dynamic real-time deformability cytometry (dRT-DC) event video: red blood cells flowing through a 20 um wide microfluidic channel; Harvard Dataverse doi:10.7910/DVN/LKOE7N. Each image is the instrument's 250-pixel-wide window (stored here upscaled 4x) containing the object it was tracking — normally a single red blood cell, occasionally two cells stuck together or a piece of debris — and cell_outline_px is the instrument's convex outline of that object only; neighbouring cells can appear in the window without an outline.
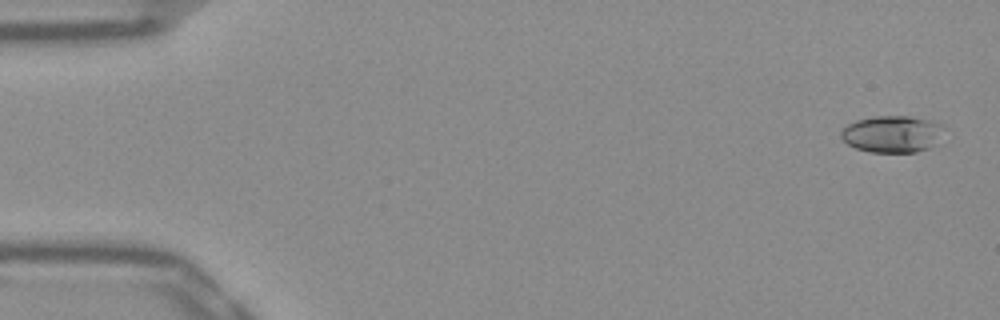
{"species": "Egyptian fruit bat (a non-hibernating species)", "species_latin": "Rousettus aegyptiacus", "temperature_condition": "warm", "stored_images_in_passage": 53, "camera_frame_rate_fps": 3000, "um_per_image_px": 0.085, "frame": {"image": 1, "passage_image": 2, "time_ms": 0.333, "image_size_px": [1000, 320], "cell_outline_px": [[944, 124], [936, 144], [928, 148], [916, 152], [872, 152], [856, 148], [848, 144], [840, 136], [840, 132], [848, 124], [856, 120], [872, 116], [908, 116], [940, 120]], "centroid_in_image_um": [75.87, 11.37], "position_along_channel_um": 9.1, "area_um2": 22.31}}
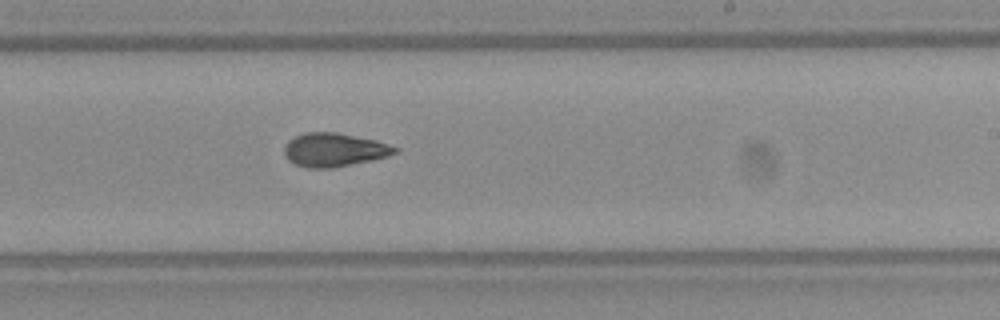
{"frame": {"image": 2, "passage_image": 32, "time_ms": 10.333, "image_size_px": [1000, 320], "cell_outline_px": [[400, 152], [388, 156], [372, 160], [332, 168], [308, 168], [296, 164], [288, 160], [284, 156], [284, 148], [288, 140], [304, 132], [336, 132], [376, 140], [400, 148]], "centroid_in_image_um": [28.42, 12.73], "position_along_channel_um": 260.6, "area_um2": 21.79}}
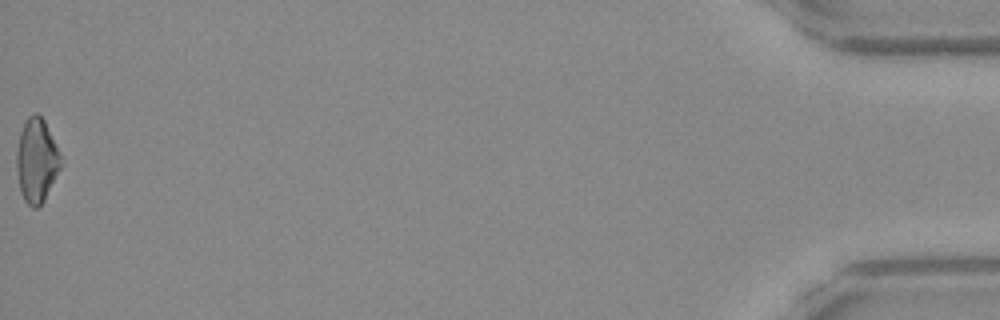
{"frame": {"image": 3, "passage_image": 53, "time_ms": 17.333, "image_size_px": [1000, 320], "cell_outline_px": [[64, 164], [44, 200], [36, 208], [32, 208], [24, 200], [20, 192], [16, 168], [16, 152], [20, 132], [28, 116], [36, 112], [44, 120], [60, 152]], "centroid_in_image_um": [3.13, 13.66], "position_along_channel_um": 432.1, "area_um2": 21.91}, "authors_computed_cell_mechanics": {"area_um2": 21.386, "velocity_mm_per_s": 3.8758, "shape_relaxation_time_tau1_ms": null, "shape_relaxation_time_tau2_ms": 3.696, "deformation_change_tau1": null, "deformation_change_tau2": 0.1135}}